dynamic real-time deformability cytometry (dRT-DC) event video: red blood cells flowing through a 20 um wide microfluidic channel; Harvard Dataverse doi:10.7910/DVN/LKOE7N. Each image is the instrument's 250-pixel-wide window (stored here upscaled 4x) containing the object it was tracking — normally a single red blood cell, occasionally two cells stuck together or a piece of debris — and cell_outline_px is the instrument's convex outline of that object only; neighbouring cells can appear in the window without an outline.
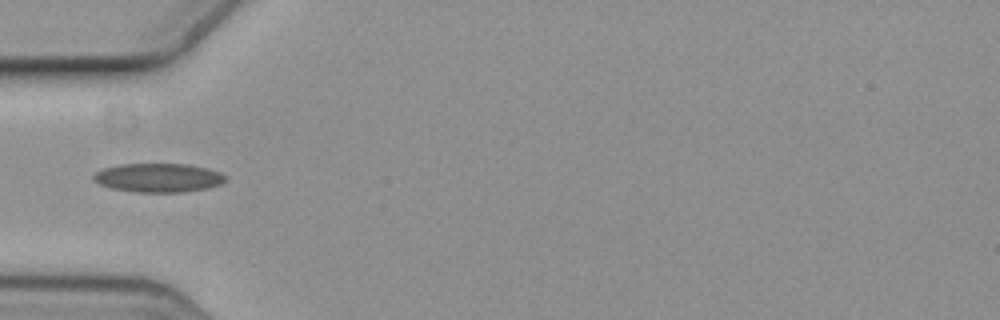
{"species": "common noctule bat (a hibernating species)", "species_latin": "Nyctalus noctula", "temperature_condition": "cold", "stored_images_in_passage": 7, "camera_frame_rate_fps": 3000, "um_per_image_px": 0.085, "animal": {"sex": "female", "body_mass_g": 19.3, "forearm_length_mm": 54.1}, "frame": {"image": 1, "passage_image": 2, "time_ms": 0.333, "image_size_px": [1000, 320], "cell_outline_px": [[228, 176], [220, 184], [208, 188], [184, 192], [136, 192], [112, 188], [100, 184], [92, 180], [92, 176], [96, 172], [104, 168], [120, 164], [188, 164], [208, 168], [220, 172]], "centroid_in_image_um": [13.47, 15.1], "position_along_channel_um": 71.5, "area_um2": 22.25}}
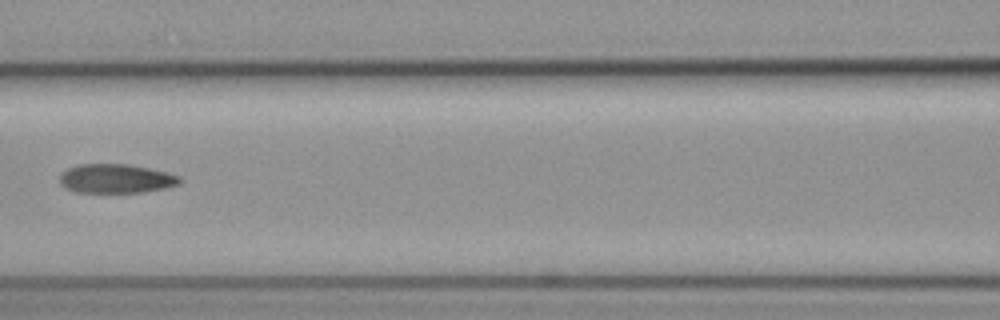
{"frame": {"image": 2, "passage_image": 4, "time_ms": 1.0, "image_size_px": [1000, 320], "cell_outline_px": [[184, 180], [180, 184], [168, 188], [144, 192], [72, 192], [64, 188], [60, 184], [60, 176], [68, 168], [76, 164], [128, 164], [168, 172], [180, 176]], "centroid_in_image_um": [9.89, 15.19], "position_along_channel_um": 156.7, "area_um2": 20.63}}
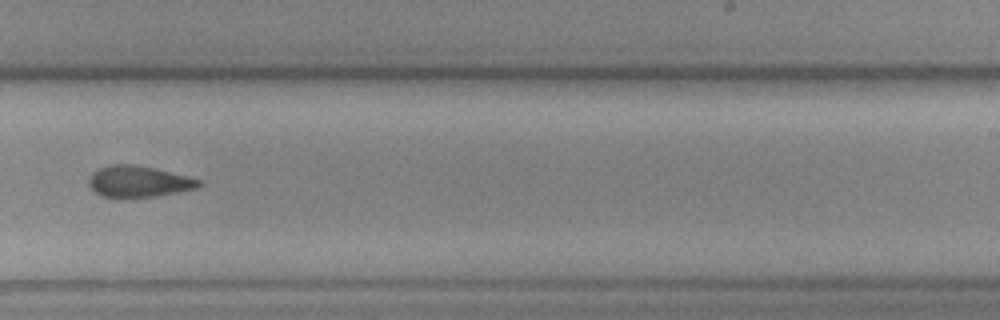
{"frame": {"image": 3, "passage_image": 7, "time_ms": 2.0, "image_size_px": [1000, 320], "cell_outline_px": [[204, 184], [196, 188], [156, 196], [100, 196], [88, 184], [88, 180], [92, 172], [100, 168], [112, 164], [132, 164], [152, 168], [188, 176], [200, 180]], "centroid_in_image_um": [11.78, 15.41], "position_along_channel_um": 277.2, "area_um2": 19.59}}